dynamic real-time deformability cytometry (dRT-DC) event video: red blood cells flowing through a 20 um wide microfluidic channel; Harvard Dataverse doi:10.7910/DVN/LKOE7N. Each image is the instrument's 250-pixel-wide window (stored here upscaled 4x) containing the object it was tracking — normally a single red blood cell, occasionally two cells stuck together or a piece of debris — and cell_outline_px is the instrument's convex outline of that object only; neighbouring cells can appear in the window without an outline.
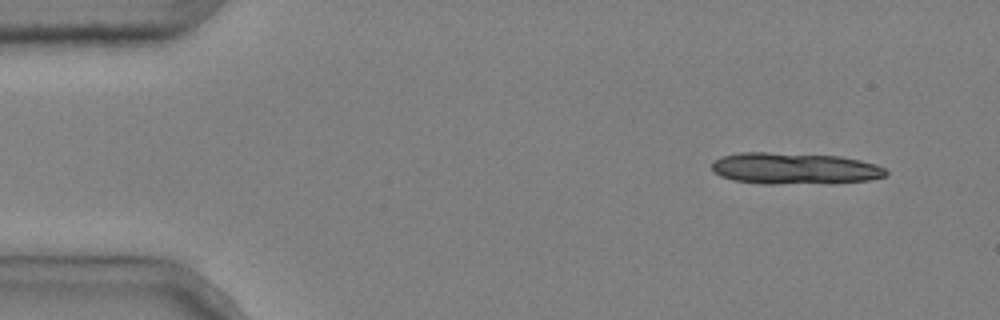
{"species": "common noctule bat (a hibernating species)", "species_latin": "Nyctalus noctula", "temperature_condition": "cold", "stored_images_in_passage": 5, "segment_of_instrument_passage": [2, 2], "camera_frame_rate_fps": 3000, "um_per_image_px": 0.085, "animal": {"sex": "male", "body_mass_g": 20.4}, "frame": {"image": 1, "passage_image": 5, "time_ms": 1.333, "image_size_px": [1000, 320], "cell_outline_px": [[888, 172], [884, 176], [872, 180], [772, 184], [760, 184], [732, 180], [720, 176], [712, 172], [712, 164], [716, 160], [724, 156], [740, 152], [768, 152], [840, 156], [860, 160], [876, 164], [884, 168]], "centroid_in_image_um": [67.49, 14.31], "position_along_channel_um": 17.5, "area_um2": 31.67}}